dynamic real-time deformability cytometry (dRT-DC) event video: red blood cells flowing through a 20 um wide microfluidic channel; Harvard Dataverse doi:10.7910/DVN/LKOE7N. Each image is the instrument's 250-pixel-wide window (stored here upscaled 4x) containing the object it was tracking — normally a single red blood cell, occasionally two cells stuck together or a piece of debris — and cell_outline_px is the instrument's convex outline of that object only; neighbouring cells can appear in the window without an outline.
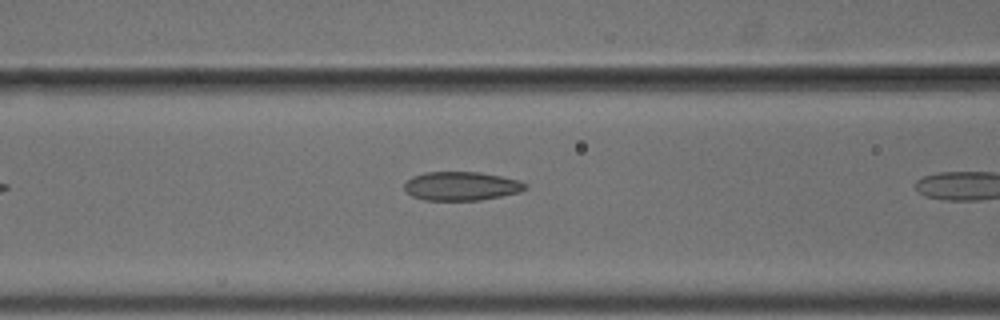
{"species": "common noctule bat (a hibernating species)", "species_latin": "Nyctalus noctula", "temperature_condition": "cold", "stored_images_in_passage": 7, "camera_frame_rate_fps": 3000, "um_per_image_px": 0.085, "animal": {"sex": "male", "body_mass_g": 18.8}, "frame": {"image": 1, "passage_image": 6, "time_ms": 1.667, "image_size_px": [1000, 320], "cell_outline_px": [[528, 188], [520, 192], [480, 200], [424, 200], [412, 196], [404, 188], [404, 184], [412, 176], [424, 172], [480, 172], [520, 180], [528, 184]], "centroid_in_image_um": [39.23, 15.81], "position_along_channel_um": 127.4, "area_um2": 20.35}}